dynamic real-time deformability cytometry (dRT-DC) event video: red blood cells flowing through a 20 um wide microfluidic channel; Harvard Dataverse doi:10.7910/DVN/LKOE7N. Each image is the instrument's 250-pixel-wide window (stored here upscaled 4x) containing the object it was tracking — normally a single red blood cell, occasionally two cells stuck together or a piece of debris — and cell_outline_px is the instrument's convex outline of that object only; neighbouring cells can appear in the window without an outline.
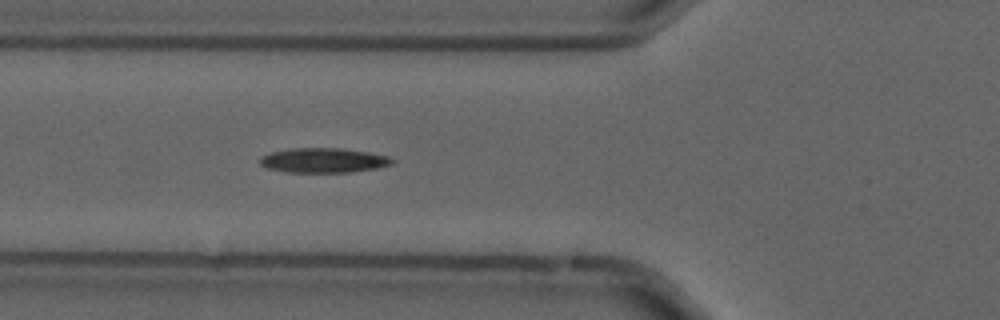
{"species": "common noctule bat (a hibernating species)", "species_latin": "Nyctalus noctula", "temperature_condition": "cold", "stored_images_in_passage": 44, "camera_frame_rate_fps": 3000, "um_per_image_px": 0.085, "animal": {"sex": "male", "forearm_length_mm": 52.5}, "frame": {"image": 1, "passage_image": 9, "time_ms": 2.667, "image_size_px": [1000, 320], "cell_outline_px": [[396, 160], [392, 164], [376, 168], [348, 172], [288, 172], [268, 168], [260, 164], [260, 156], [272, 152], [288, 148], [340, 148], [368, 152], [388, 156]], "centroid_in_image_um": [27.49, 13.62], "position_along_channel_um": 98.3, "area_um2": 18.96}}
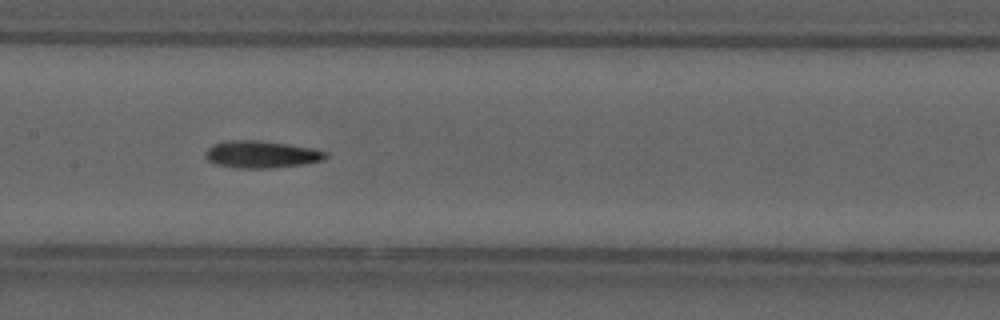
{"frame": {"image": 2, "passage_image": 16, "time_ms": 5.0, "image_size_px": [1000, 320], "cell_outline_px": [[328, 156], [324, 160], [304, 164], [268, 168], [240, 168], [216, 164], [208, 160], [204, 156], [208, 148], [212, 144], [224, 140], [260, 140], [288, 144], [312, 148], [328, 152]], "centroid_in_image_um": [22.22, 13.11], "position_along_channel_um": 185.2, "area_um2": 19.13}}
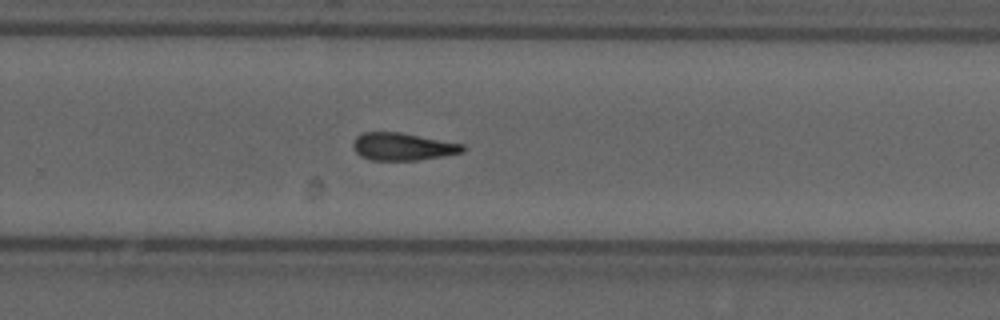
{"frame": {"image": 3, "passage_image": 25, "time_ms": 8.0, "image_size_px": [1000, 320], "cell_outline_px": [[468, 148], [464, 152], [444, 156], [416, 160], [368, 160], [360, 156], [356, 152], [352, 144], [356, 136], [364, 132], [400, 132], [464, 144]], "centroid_in_image_um": [34.25, 12.46], "position_along_channel_um": 295.6, "area_um2": 17.74}, "authors_computed_cell_mechanics": {"area_um2": 18.0047, "velocity_mm_per_s": 3.7025, "shape_relaxation_time_tau1_ms": null, "shape_relaxation_time_tau2_ms": 9.4286, "deformation_change_tau1": null, "deformation_change_tau2": 0.2102}}